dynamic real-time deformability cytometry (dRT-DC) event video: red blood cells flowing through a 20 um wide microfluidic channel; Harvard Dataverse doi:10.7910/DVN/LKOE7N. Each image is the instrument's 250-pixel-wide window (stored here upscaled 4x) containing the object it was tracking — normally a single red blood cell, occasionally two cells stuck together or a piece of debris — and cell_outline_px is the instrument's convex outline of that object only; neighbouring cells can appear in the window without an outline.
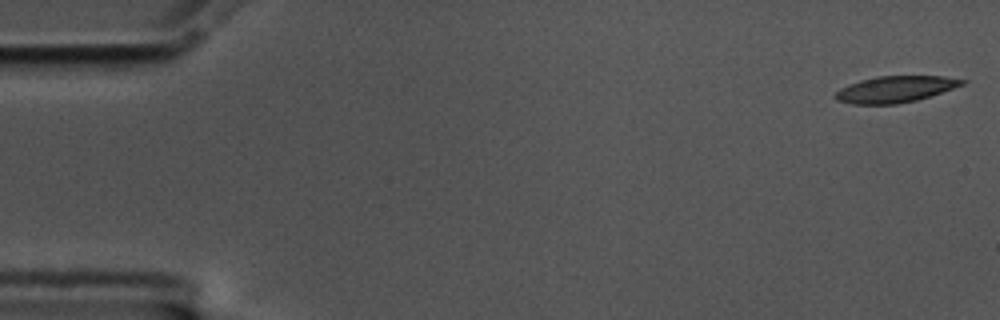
{"species": "common noctule bat (a hibernating species)", "species_latin": "Nyctalus noctula", "temperature_condition": "cold", "stored_images_in_passage": 51, "camera_frame_rate_fps": 3000, "um_per_image_px": 0.085, "animal": {"sex": "male", "body_mass_g": 17.5, "forearm_length_mm": 52.3}, "frame": {"image": 1, "passage_image": 1, "time_ms": 0.0, "image_size_px": [1000, 320], "cell_outline_px": [[968, 80], [964, 84], [932, 96], [916, 100], [896, 104], [852, 104], [836, 100], [832, 96], [840, 88], [848, 84], [860, 80], [876, 76], [944, 76]], "centroid_in_image_um": [76.08, 7.58], "position_along_channel_um": 8.9, "area_um2": 19.65}}
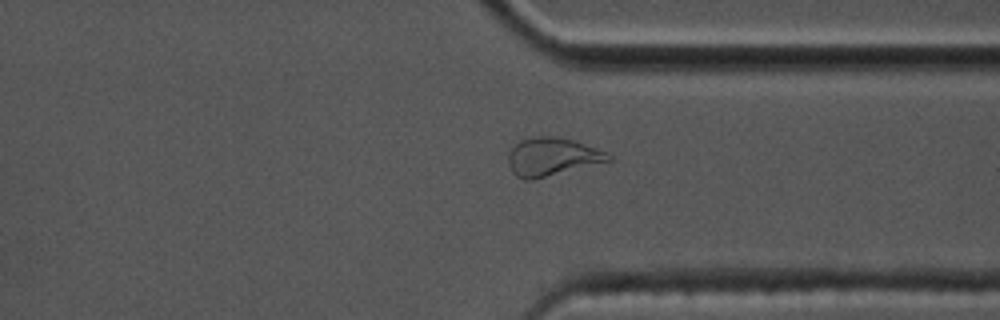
{"frame": {"image": 2, "passage_image": 43, "time_ms": 14.0, "image_size_px": [1000, 320], "cell_outline_px": [[612, 160], [532, 180], [524, 180], [516, 176], [512, 172], [508, 164], [508, 152], [520, 140], [532, 136], [556, 136], [572, 140], [596, 148], [612, 156]], "centroid_in_image_um": [46.87, 13.33], "position_along_channel_um": 364.5, "area_um2": 22.14}}
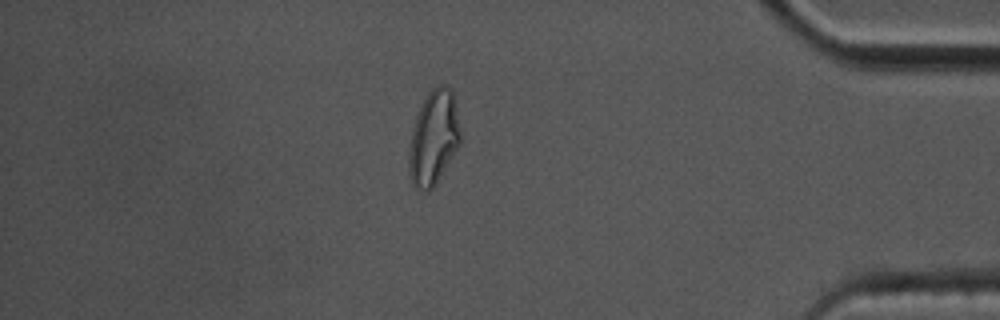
{"frame": {"image": 3, "passage_image": 49, "time_ms": 16.0, "image_size_px": [1000, 320], "cell_outline_px": [[460, 144], [436, 184], [428, 192], [424, 192], [416, 188], [412, 184], [408, 172], [408, 152], [412, 128], [416, 116], [428, 92], [432, 88], [440, 84], [444, 84], [452, 88], [460, 132]], "centroid_in_image_um": [36.83, 11.74], "position_along_channel_um": 398.4, "area_um2": 28.44}}